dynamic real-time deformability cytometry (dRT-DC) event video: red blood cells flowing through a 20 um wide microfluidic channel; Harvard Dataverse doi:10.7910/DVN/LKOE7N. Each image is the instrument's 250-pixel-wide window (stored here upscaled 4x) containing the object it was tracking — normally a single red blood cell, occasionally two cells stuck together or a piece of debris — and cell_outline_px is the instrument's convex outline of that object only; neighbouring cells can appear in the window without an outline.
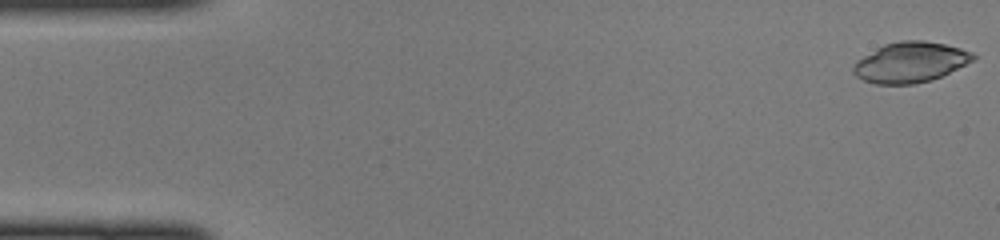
{"species": "common noctule bat (a hibernating species)", "species_latin": "Nyctalus noctula", "temperature_condition": "cold", "stored_images_in_passage": 46, "camera_frame_rate_fps": 3000, "um_per_image_px": 0.085, "animal": {"sex": "female", "body_mass_g": 22.0, "forearm_length_mm": 56.7}, "frame": {"image": 1, "passage_image": 1, "time_ms": 0.0, "image_size_px": [1000, 240], "cell_outline_px": [[976, 56], [972, 60], [932, 80], [916, 84], [876, 84], [864, 80], [856, 76], [852, 72], [852, 68], [856, 60], [876, 48], [884, 44], [900, 40], [924, 40], [944, 44], [960, 48], [972, 52]], "centroid_in_image_um": [77.32, 5.29], "position_along_channel_um": 7.7, "area_um2": 28.03}}
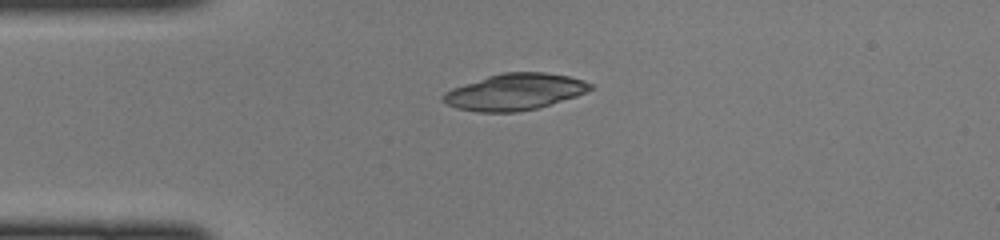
{"frame": {"image": 2, "passage_image": 11, "time_ms": 3.333, "image_size_px": [1000, 240], "cell_outline_px": [[592, 88], [576, 96], [536, 108], [516, 112], [476, 112], [456, 108], [448, 104], [440, 96], [444, 92], [452, 88], [488, 76], [504, 72], [544, 72], [568, 76], [584, 80], [592, 84]], "centroid_in_image_um": [43.73, 7.81], "position_along_channel_um": 41.3, "area_um2": 30.98}}